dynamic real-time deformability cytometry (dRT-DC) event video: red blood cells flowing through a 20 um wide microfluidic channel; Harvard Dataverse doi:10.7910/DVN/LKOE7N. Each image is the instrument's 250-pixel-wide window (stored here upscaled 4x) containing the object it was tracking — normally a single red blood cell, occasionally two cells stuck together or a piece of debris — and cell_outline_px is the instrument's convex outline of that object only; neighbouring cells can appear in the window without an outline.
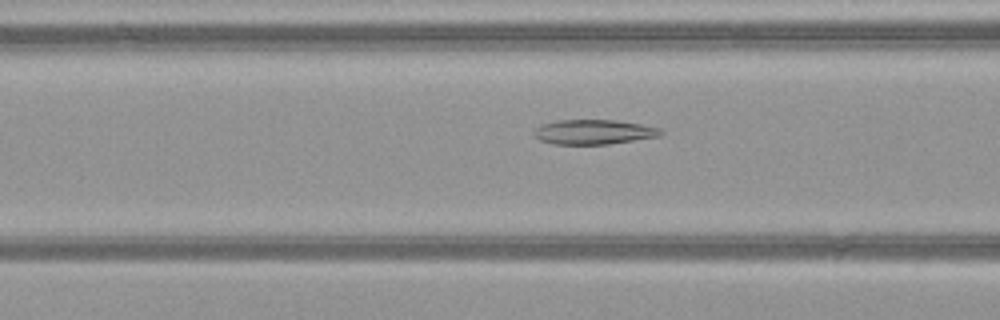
{"species": "common noctule bat (a hibernating species)", "species_latin": "Nyctalus noctula", "temperature_condition": "warm", "stored_images_in_passage": 52, "camera_frame_rate_fps": 3000, "um_per_image_px": 0.085, "animal": {"sex": "female", "body_mass_g": 21.9}, "frame": {"image": 1, "passage_image": 22, "time_ms": 7.0, "image_size_px": [1000, 320], "cell_outline_px": [[664, 132], [660, 136], [608, 144], [552, 144], [540, 140], [532, 132], [536, 128], [544, 124], [560, 120], [616, 120], [640, 124], [660, 128]], "centroid_in_image_um": [50.48, 11.22], "position_along_channel_um": 116.1, "area_um2": 18.09}}
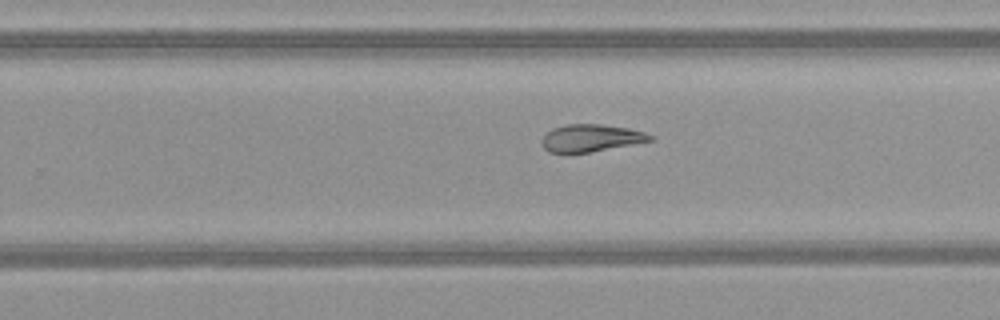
{"frame": {"image": 2, "passage_image": 34, "time_ms": 11.0, "image_size_px": [1000, 320], "cell_outline_px": [[656, 136], [652, 140], [592, 152], [548, 152], [540, 144], [540, 140], [552, 128], [568, 124], [600, 124], [628, 128], [644, 132]], "centroid_in_image_um": [50.22, 11.73], "position_along_channel_um": 279.6, "area_um2": 17.17}}
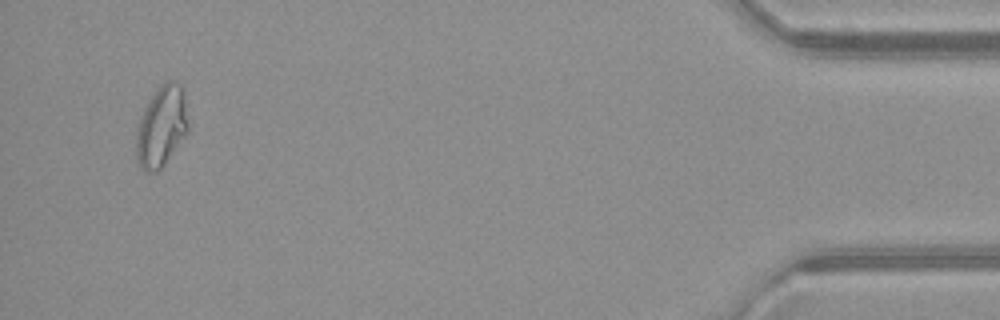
{"frame": {"image": 3, "passage_image": 50, "time_ms": 16.333, "image_size_px": [1000, 320], "cell_outline_px": [[188, 132], [164, 164], [156, 172], [144, 172], [140, 168], [136, 156], [136, 128], [140, 116], [152, 92], [164, 80], [176, 80], [184, 88], [188, 124]], "centroid_in_image_um": [13.72, 10.69], "position_along_channel_um": 421.5, "area_um2": 25.03}, "authors_computed_cell_mechanics": {"area_um2": 21.9062, "velocity_mm_per_s": 4.0761, "shape_relaxation_time_tau1_ms": null, "shape_relaxation_time_tau2_ms": 3.3732, "deformation_change_tau1": null, "deformation_change_tau2": 0.0795}}